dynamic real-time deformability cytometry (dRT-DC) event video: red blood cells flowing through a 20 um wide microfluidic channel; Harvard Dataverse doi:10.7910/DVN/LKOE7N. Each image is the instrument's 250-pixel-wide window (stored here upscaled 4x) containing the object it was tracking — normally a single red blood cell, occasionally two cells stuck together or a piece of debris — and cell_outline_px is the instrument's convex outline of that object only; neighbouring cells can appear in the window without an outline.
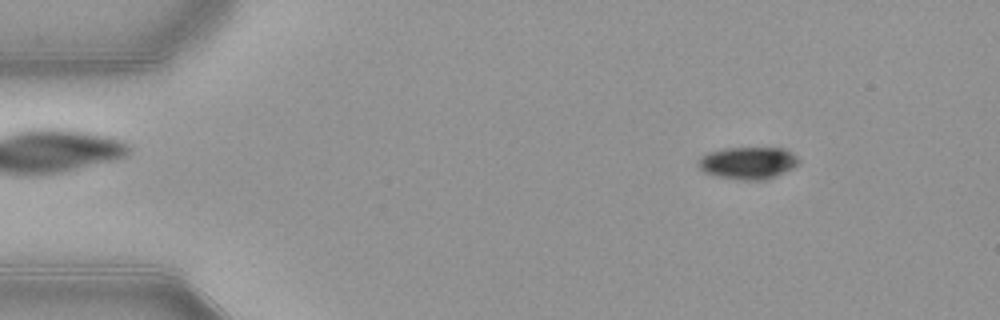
{"species": "common noctule bat (a hibernating species)", "species_latin": "Nyctalus noctula", "temperature_condition": "warm", "stored_images_in_passage": 53, "camera_frame_rate_fps": 3000, "um_per_image_px": 0.085, "animal": {"sex": "female", "body_mass_g": 21.9}, "frame": {"image": 1, "passage_image": 7, "time_ms": 2.0, "image_size_px": [1000, 320], "cell_outline_px": [[800, 160], [792, 168], [764, 180], [744, 180], [716, 176], [704, 172], [696, 164], [700, 156], [708, 152], [724, 148], [784, 148], [792, 152]], "centroid_in_image_um": [63.53, 13.84], "position_along_channel_um": 21.5, "area_um2": 18.79}}
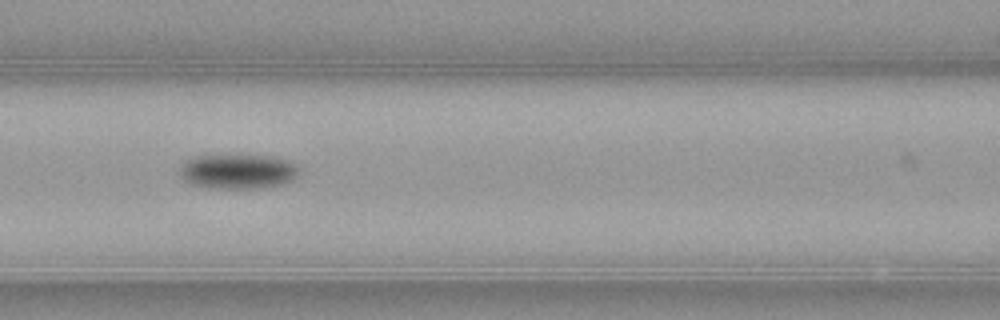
{"frame": {"image": 2, "passage_image": 23, "time_ms": 7.333, "image_size_px": [1000, 320], "cell_outline_px": [[300, 172], [292, 180], [284, 184], [264, 188], [216, 188], [192, 184], [184, 180], [180, 176], [180, 168], [184, 160], [192, 156], [236, 152], [240, 152], [276, 156], [288, 160], [296, 164], [300, 168]], "centroid_in_image_um": [20.24, 14.5], "position_along_channel_um": 146.4, "area_um2": 25.55}}
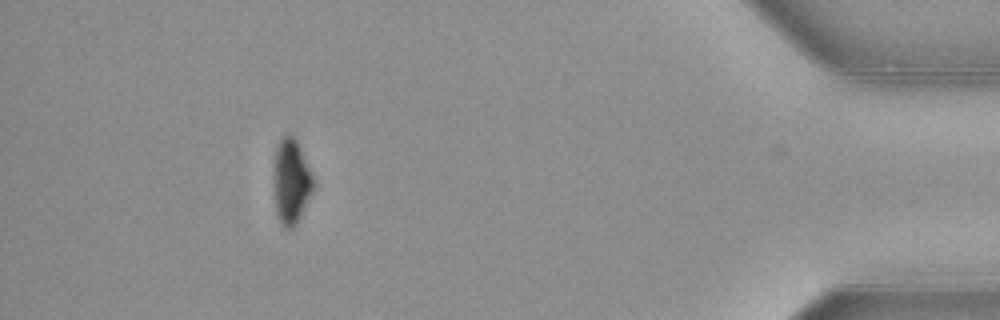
{"frame": {"image": 3, "passage_image": 48, "time_ms": 15.667, "image_size_px": [1000, 320], "cell_outline_px": [[312, 192], [296, 224], [292, 228], [284, 228], [280, 224], [276, 212], [276, 148], [280, 140], [288, 132], [296, 140], [312, 176]], "centroid_in_image_um": [24.76, 15.46], "position_along_channel_um": 410.4, "area_um2": 18.44}, "authors_computed_cell_mechanics": {"area_um2": 21.2704, "velocity_mm_per_s": 3.9093, "shape_relaxation_time_tau1_ms": 2.7669, "shape_relaxation_time_tau2_ms": null, "deformation_change_tau1": 0.1102, "deformation_change_tau2": null}}